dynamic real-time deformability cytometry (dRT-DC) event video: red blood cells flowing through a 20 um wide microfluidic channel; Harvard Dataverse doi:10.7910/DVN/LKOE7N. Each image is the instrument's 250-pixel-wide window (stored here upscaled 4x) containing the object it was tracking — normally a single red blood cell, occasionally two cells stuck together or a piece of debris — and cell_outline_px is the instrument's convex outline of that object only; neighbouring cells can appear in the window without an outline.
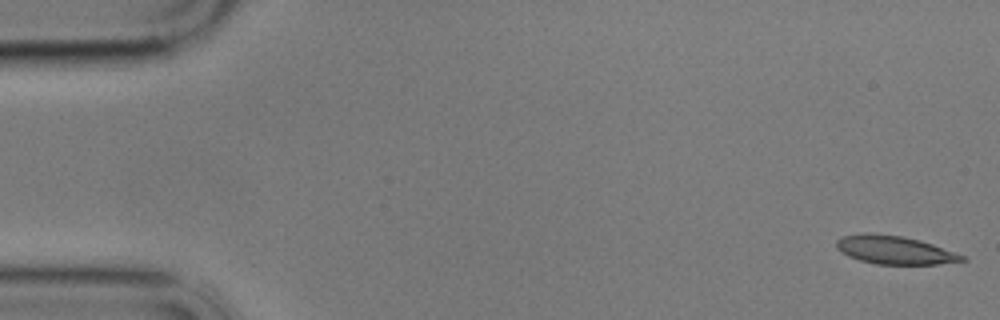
{"species": "common noctule bat (a hibernating species)", "species_latin": "Nyctalus noctula", "temperature_condition": "cold", "stored_images_in_passage": 58, "camera_frame_rate_fps": 3000, "um_per_image_px": 0.085, "animal": {"sex": "male", "body_mass_g": 17.9}, "frame": {"image": 1, "passage_image": 1, "time_ms": 0.0, "image_size_px": [1000, 320], "cell_outline_px": [[968, 260], [936, 264], [876, 264], [860, 260], [848, 256], [836, 248], [836, 240], [840, 236], [864, 232], [872, 232], [904, 236], [920, 240], [932, 244], [964, 256]], "centroid_in_image_um": [75.97, 21.22], "position_along_channel_um": 9.0, "area_um2": 20.81}}
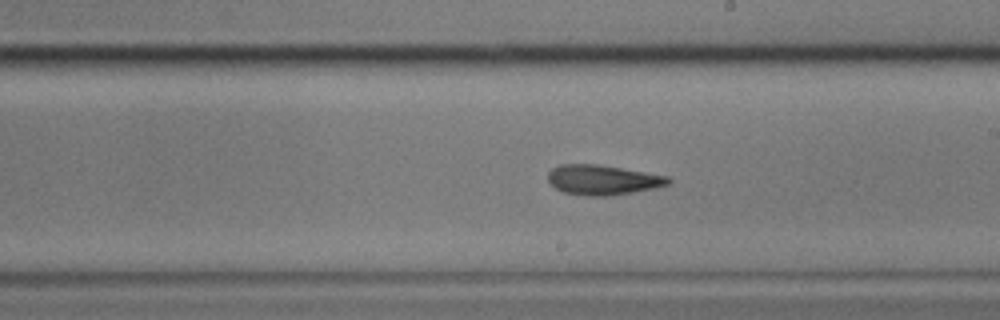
{"frame": {"image": 2, "passage_image": 32, "time_ms": 10.333, "image_size_px": [1000, 320], "cell_outline_px": [[672, 184], [656, 188], [608, 196], [584, 196], [564, 192], [556, 188], [548, 180], [548, 172], [552, 168], [560, 164], [600, 164], [668, 176], [672, 180]], "centroid_in_image_um": [51.26, 15.29], "position_along_channel_um": 237.7, "area_um2": 21.15}}
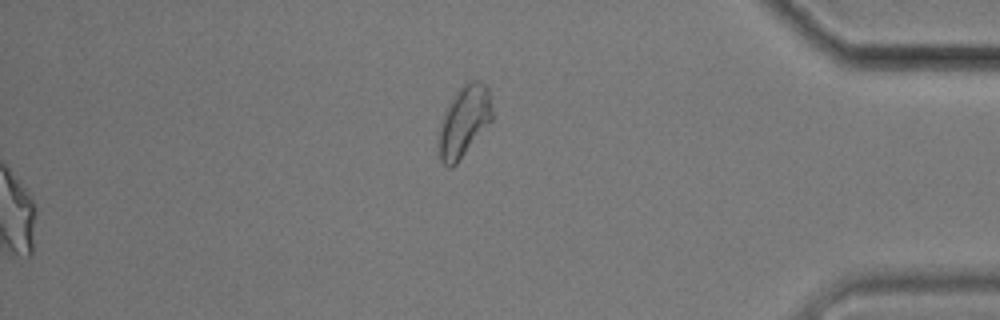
{"frame": {"image": 3, "passage_image": 58, "time_ms": 19.0, "image_size_px": [1000, 320], "cell_outline_px": [[492, 120], [456, 164], [452, 168], [448, 168], [440, 160], [436, 144], [440, 120], [452, 96], [468, 80], [480, 80], [488, 88], [492, 108]], "centroid_in_image_um": [39.4, 10.32], "position_along_channel_um": 395.8, "area_um2": 22.48}, "authors_computed_cell_mechanics": {"area_um2": 21.5594, "velocity_mm_per_s": 3.4641, "shape_relaxation_time_tau1_ms": null, "shape_relaxation_time_tau2_ms": 5.4874, "deformation_change_tau1": null, "deformation_change_tau2": 0.1432}}